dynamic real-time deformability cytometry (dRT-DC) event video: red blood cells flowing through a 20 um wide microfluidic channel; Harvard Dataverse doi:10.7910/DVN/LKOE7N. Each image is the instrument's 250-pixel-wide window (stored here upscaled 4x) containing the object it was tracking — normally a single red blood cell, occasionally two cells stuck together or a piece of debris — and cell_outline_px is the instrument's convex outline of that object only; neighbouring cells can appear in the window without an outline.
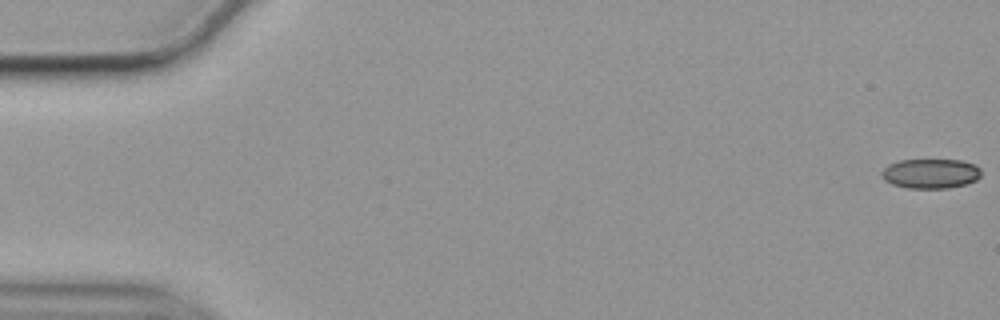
{"species": "common noctule bat (a hibernating species)", "species_latin": "Nyctalus noctula", "temperature_condition": "cold", "stored_images_in_passage": 57, "camera_frame_rate_fps": 3000, "um_per_image_px": 0.085, "animal": {"sex": "female", "body_mass_g": 19.9}, "frame": {"image": 1, "passage_image": 1, "time_ms": 0.0, "image_size_px": [1000, 320], "cell_outline_px": [[980, 176], [976, 180], [964, 184], [948, 188], [908, 188], [892, 184], [884, 180], [880, 176], [880, 172], [888, 164], [900, 160], [960, 160], [976, 164], [980, 168]], "centroid_in_image_um": [79.07, 14.75], "position_along_channel_um": 5.9, "area_um2": 17.28}}
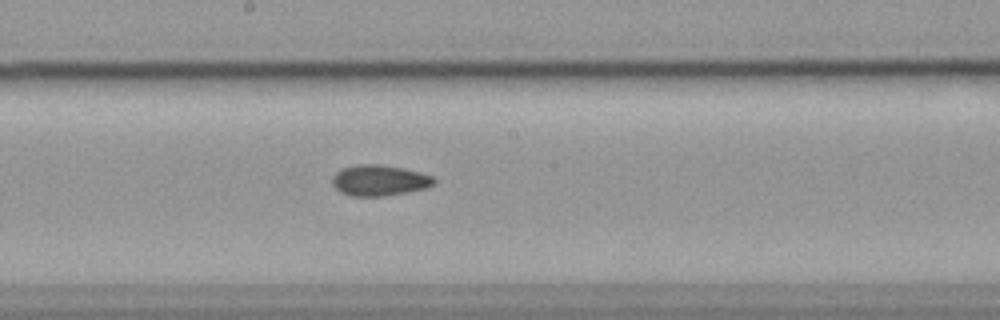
{"frame": {"image": 2, "passage_image": 31, "time_ms": 10.0, "image_size_px": [1000, 320], "cell_outline_px": [[436, 180], [432, 184], [424, 188], [408, 192], [384, 196], [352, 196], [340, 192], [332, 184], [332, 176], [340, 168], [356, 164], [380, 164], [404, 168], [420, 172], [432, 176]], "centroid_in_image_um": [32.2, 15.32], "position_along_channel_um": 216.0, "area_um2": 18.38}}
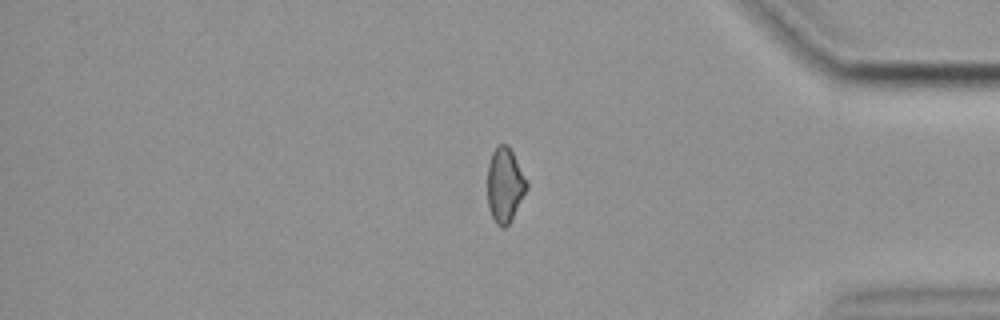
{"frame": {"image": 3, "passage_image": 48, "time_ms": 15.667, "image_size_px": [1000, 320], "cell_outline_px": [[528, 188], [508, 224], [504, 228], [500, 228], [496, 224], [488, 208], [488, 164], [492, 152], [500, 144], [508, 144], [528, 180]], "centroid_in_image_um": [42.92, 15.72], "position_along_channel_um": 392.3, "area_um2": 17.05}, "authors_computed_cell_mechanics": {"area_um2": 17.918, "velocity_mm_per_s": 3.5446, "shape_relaxation_time_tau1_ms": null, "shape_relaxation_time_tau2_ms": 7.5601, "deformation_change_tau1": null, "deformation_change_tau2": 0.1328}}